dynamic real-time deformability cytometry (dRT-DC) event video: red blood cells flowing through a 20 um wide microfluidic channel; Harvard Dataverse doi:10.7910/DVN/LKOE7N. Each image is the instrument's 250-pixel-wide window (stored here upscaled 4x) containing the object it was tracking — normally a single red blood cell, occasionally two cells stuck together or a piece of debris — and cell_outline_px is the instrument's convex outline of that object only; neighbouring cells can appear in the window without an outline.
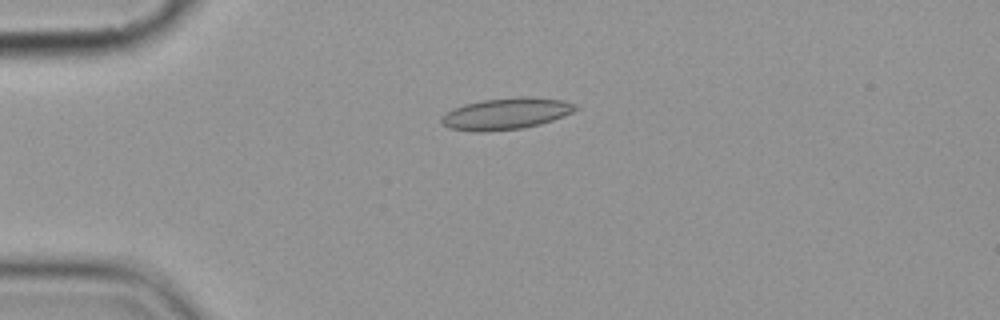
{"species": "common noctule bat (a hibernating species)", "species_latin": "Nyctalus noctula", "temperature_condition": "cold", "stored_images_in_passage": 3, "camera_frame_rate_fps": 3000, "um_per_image_px": 0.085, "animal": {"sex": "female", "body_mass_g": 19.9}, "frame": {"image": 1, "passage_image": 1, "time_ms": 0.0, "image_size_px": [1000, 320], "cell_outline_px": [[580, 108], [564, 116], [540, 124], [524, 128], [488, 132], [472, 132], [448, 128], [440, 124], [440, 116], [452, 108], [464, 104], [484, 100], [520, 96], [528, 96], [564, 100], [580, 104]], "centroid_in_image_um": [43.01, 9.67], "position_along_channel_um": 42.0, "area_um2": 25.26}}
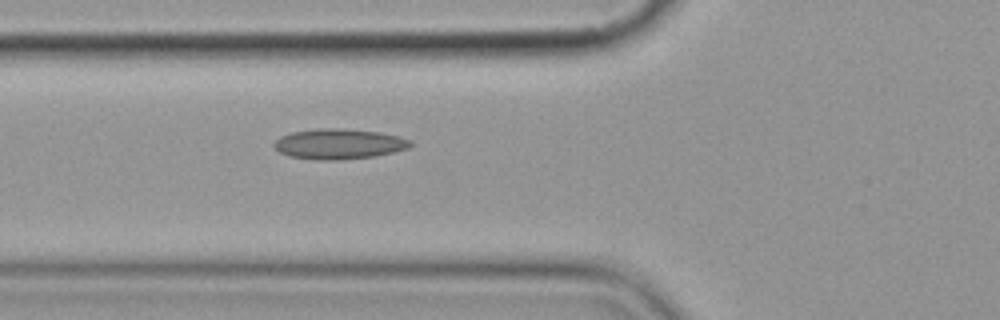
{"frame": {"image": 2, "passage_image": 3, "time_ms": 2.333, "image_size_px": [1000, 320], "cell_outline_px": [[412, 144], [408, 148], [376, 156], [340, 160], [316, 160], [288, 156], [280, 152], [272, 144], [280, 136], [292, 132], [320, 128], [340, 128], [380, 132], [400, 136], [412, 140]], "centroid_in_image_um": [28.82, 12.23], "position_along_channel_um": 97.0, "area_um2": 24.22}}